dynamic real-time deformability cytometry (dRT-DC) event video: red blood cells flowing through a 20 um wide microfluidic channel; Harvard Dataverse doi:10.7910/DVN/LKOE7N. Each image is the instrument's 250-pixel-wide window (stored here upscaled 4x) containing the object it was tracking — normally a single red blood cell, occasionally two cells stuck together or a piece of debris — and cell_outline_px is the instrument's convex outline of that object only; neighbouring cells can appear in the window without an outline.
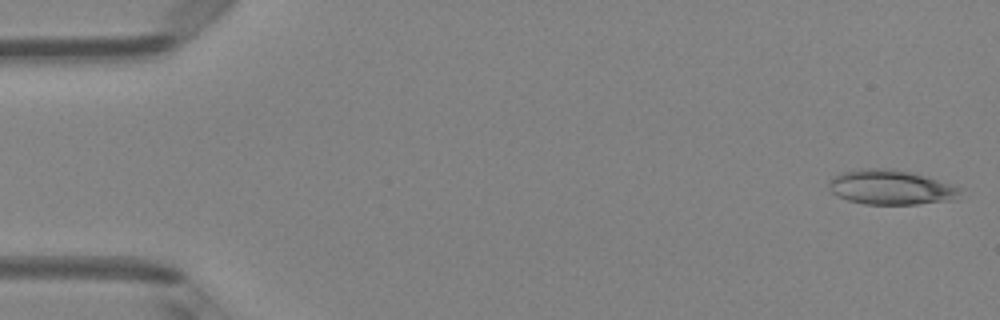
{"species": "Egyptian fruit bat (a non-hibernating species)", "species_latin": "Rousettus aegyptiacus", "temperature_condition": "room temperature", "stored_images_in_passage": 4, "camera_frame_rate_fps": 3000, "um_per_image_px": 0.085, "animal": {"sex": "female"}, "frame": {"image": 1, "passage_image": 1, "time_ms": 0.0, "image_size_px": [1000, 320], "cell_outline_px": [[964, 188], [956, 200], [916, 204], [864, 204], [848, 200], [832, 192], [828, 188], [828, 180], [832, 176], [856, 168], [892, 168], [912, 172]], "centroid_in_image_um": [75.73, 15.91], "position_along_channel_um": 9.3, "area_um2": 26.88}}
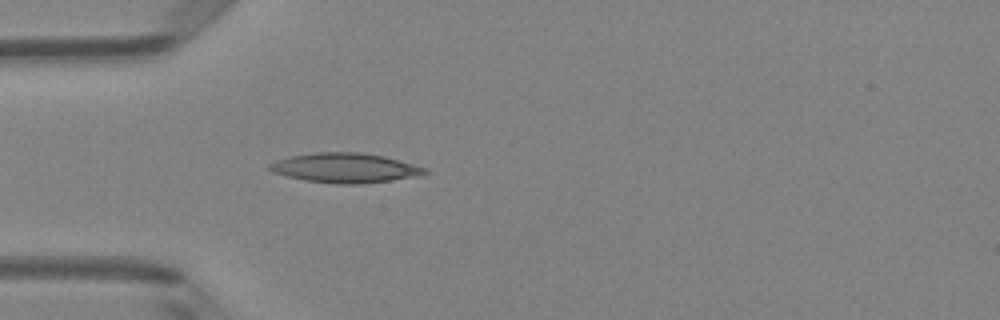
{"frame": {"image": 2, "passage_image": 4, "time_ms": 4.333, "image_size_px": [1000, 320], "cell_outline_px": [[428, 172], [412, 176], [388, 180], [360, 184], [340, 184], [304, 180], [272, 172], [268, 168], [268, 164], [276, 160], [292, 156], [316, 152], [360, 152], [384, 156], [428, 168]], "centroid_in_image_um": [29.29, 14.26], "position_along_channel_um": 55.7, "area_um2": 26.47}}